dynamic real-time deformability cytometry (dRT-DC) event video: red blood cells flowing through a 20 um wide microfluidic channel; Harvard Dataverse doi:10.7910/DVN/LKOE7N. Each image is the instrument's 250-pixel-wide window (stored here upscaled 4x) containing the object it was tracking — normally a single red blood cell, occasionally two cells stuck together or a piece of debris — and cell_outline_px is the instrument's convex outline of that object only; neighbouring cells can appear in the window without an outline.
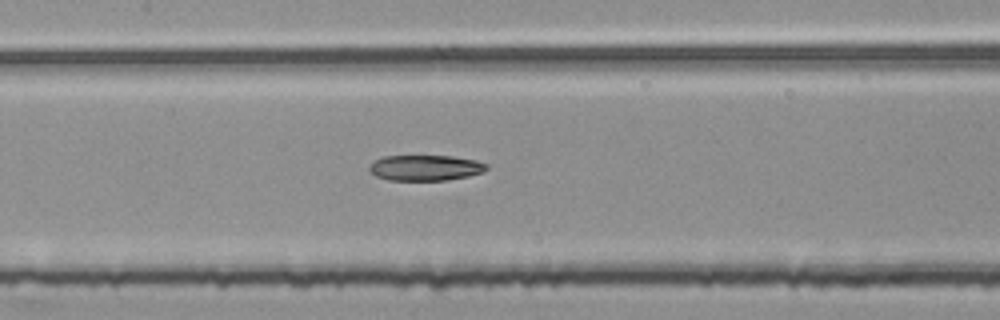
{"species": "common noctule bat (a hibernating species)", "species_latin": "Nyctalus noctula", "temperature_condition": "room temperature", "stored_images_in_passage": 55, "segment_of_instrument_passage": [2, 2], "camera_frame_rate_fps": 3000, "um_per_image_px": 0.085, "animal": {"sex": "female", "body_mass_g": 25.1}, "frame": {"image": 1, "passage_image": 26, "time_ms": 8.333, "image_size_px": [1000, 320], "cell_outline_px": [[488, 168], [484, 172], [468, 176], [448, 180], [388, 180], [376, 176], [368, 168], [376, 160], [384, 156], [452, 156], [476, 160], [488, 164]], "centroid_in_image_um": [36.2, 14.26], "position_along_channel_um": 171.2, "area_um2": 17.46}}
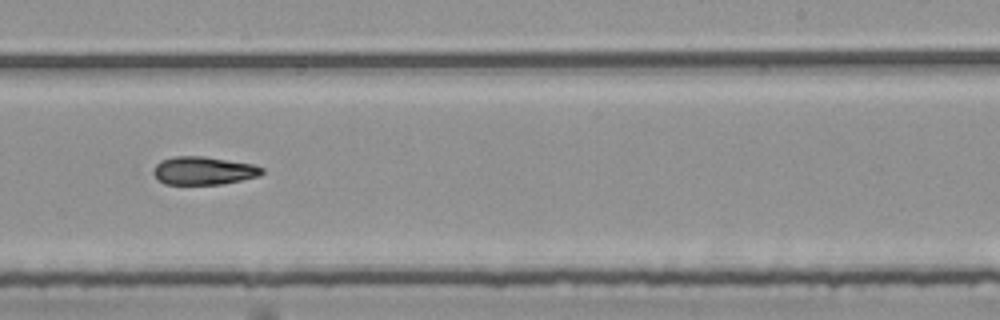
{"frame": {"image": 2, "passage_image": 34, "time_ms": 11.0, "image_size_px": [1000, 320], "cell_outline_px": [[264, 172], [260, 176], [220, 184], [164, 184], [156, 180], [152, 172], [156, 164], [160, 160], [172, 156], [204, 156], [252, 164], [264, 168]], "centroid_in_image_um": [17.26, 14.5], "position_along_channel_um": 271.7, "area_um2": 17.92}}
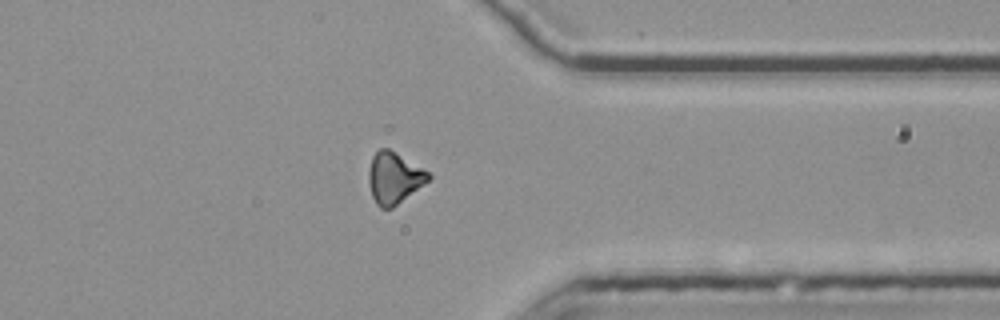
{"frame": {"image": 3, "passage_image": 43, "time_ms": 14.0, "image_size_px": [1000, 320], "cell_outline_px": [[432, 176], [428, 180], [392, 208], [380, 208], [376, 204], [372, 196], [368, 180], [368, 172], [372, 156], [380, 148], [388, 148], [428, 172]], "centroid_in_image_um": [33.45, 15.12], "position_along_channel_um": 378.0, "area_um2": 17.46}}